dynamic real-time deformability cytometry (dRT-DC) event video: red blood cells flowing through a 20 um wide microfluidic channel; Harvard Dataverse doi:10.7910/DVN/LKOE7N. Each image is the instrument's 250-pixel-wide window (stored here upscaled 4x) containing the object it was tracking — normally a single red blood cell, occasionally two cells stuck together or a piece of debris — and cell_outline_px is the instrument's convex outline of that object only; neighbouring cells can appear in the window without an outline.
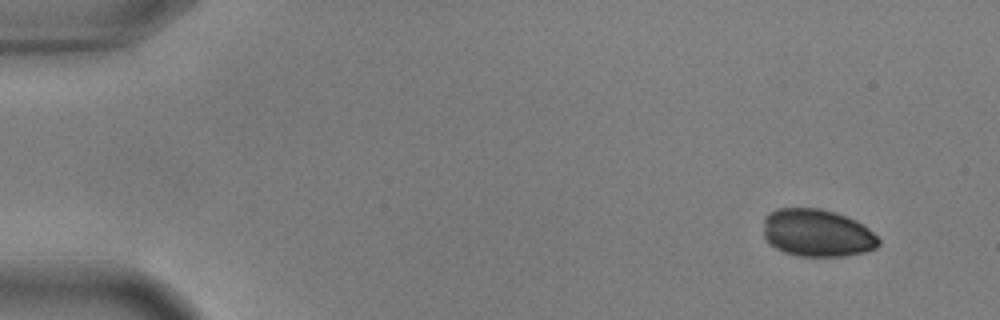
{"species": "common noctule bat (a hibernating species)", "species_latin": "Nyctalus noctula", "temperature_condition": "warm", "stored_images_in_passage": 52, "camera_frame_rate_fps": 3000, "um_per_image_px": 0.085, "animal": {"sex": "male", "body_mass_g": 17.9, "forearm_length_mm": 54.2}, "frame": {"image": 1, "passage_image": 1, "time_ms": 0.0, "image_size_px": [1000, 320], "cell_outline_px": [[880, 244], [876, 248], [864, 252], [844, 256], [800, 256], [784, 252], [776, 248], [764, 236], [764, 216], [768, 212], [776, 208], [820, 208], [836, 212], [856, 220], [864, 224], [880, 240]], "centroid_in_image_um": [69.46, 19.78], "position_along_channel_um": 15.5, "area_um2": 32.08}}